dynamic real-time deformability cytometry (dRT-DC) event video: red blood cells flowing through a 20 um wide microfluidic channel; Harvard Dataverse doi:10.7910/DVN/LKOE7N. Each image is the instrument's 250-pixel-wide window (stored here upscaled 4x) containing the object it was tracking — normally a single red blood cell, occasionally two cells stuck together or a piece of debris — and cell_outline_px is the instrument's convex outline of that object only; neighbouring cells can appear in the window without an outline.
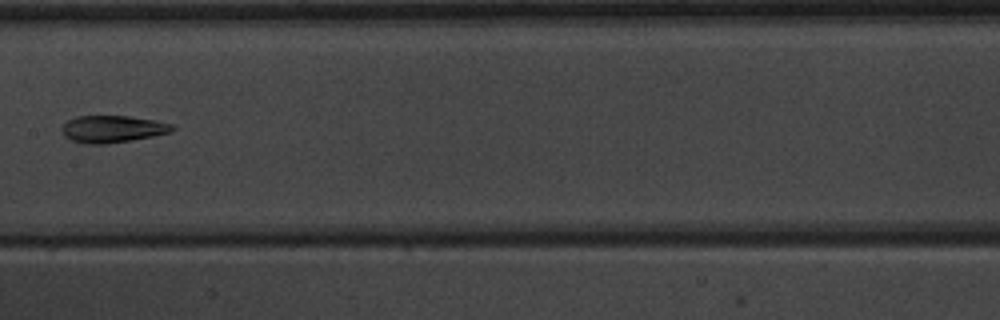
{"species": "common noctule bat (a hibernating species)", "species_latin": "Nyctalus noctula", "temperature_condition": "warm", "stored_images_in_passage": 6, "camera_frame_rate_fps": 3000, "um_per_image_px": 0.085, "animal": {"sex": "male", "body_mass_g": 20.1, "forearm_length_mm": 53.5}, "frame": {"image": 1, "passage_image": 5, "time_ms": 4.667, "image_size_px": [1000, 320], "cell_outline_px": [[176, 128], [172, 132], [132, 140], [104, 144], [88, 144], [72, 140], [64, 136], [60, 128], [68, 120], [76, 116], [128, 116], [156, 120], [172, 124]], "centroid_in_image_um": [9.57, 10.96], "position_along_channel_um": 197.8, "area_um2": 17.46}}
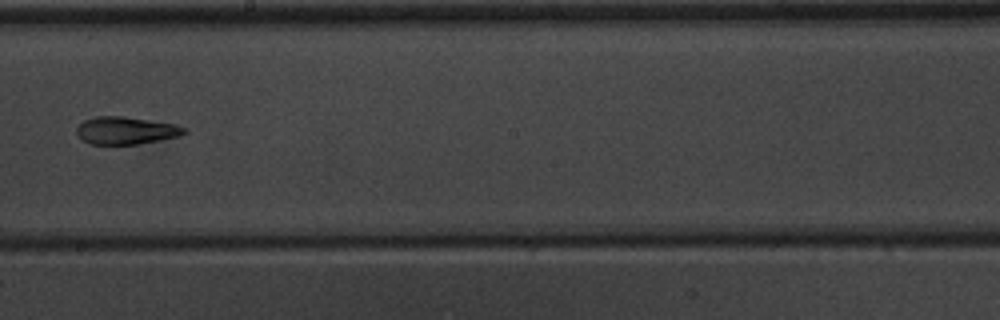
{"frame": {"image": 2, "passage_image": 6, "time_ms": 5.667, "image_size_px": [1000, 320], "cell_outline_px": [[188, 132], [180, 136], [160, 140], [136, 144], [92, 144], [84, 140], [76, 132], [76, 128], [84, 120], [96, 116], [124, 116], [176, 124], [188, 128]], "centroid_in_image_um": [10.76, 11.08], "position_along_channel_um": 237.4, "area_um2": 17.28}}